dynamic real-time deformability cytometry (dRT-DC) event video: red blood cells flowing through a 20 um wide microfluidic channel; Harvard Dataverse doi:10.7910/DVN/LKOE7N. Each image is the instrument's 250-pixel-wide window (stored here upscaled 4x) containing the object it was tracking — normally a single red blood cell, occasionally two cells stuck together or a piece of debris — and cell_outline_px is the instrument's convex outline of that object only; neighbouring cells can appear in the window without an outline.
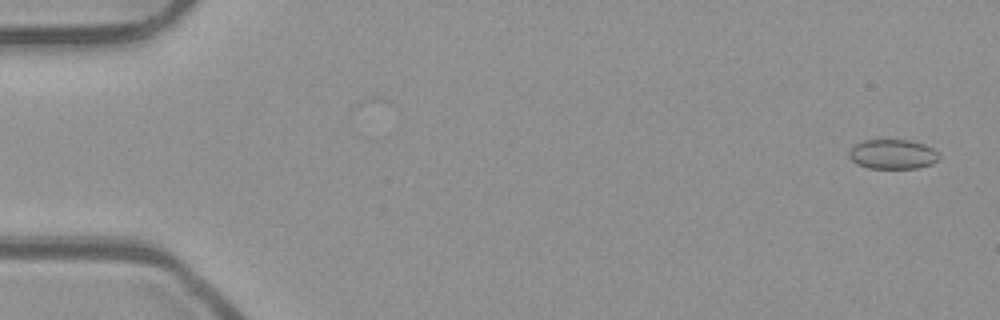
{"species": "common noctule bat (a hibernating species)", "species_latin": "Nyctalus noctula", "temperature_condition": "room temperature", "stored_images_in_passage": 10, "camera_frame_rate_fps": 3000, "um_per_image_px": 0.085, "animal": {"sex": "male", "body_mass_g": 23.1, "forearm_length_mm": 52.7}, "frame": {"image": 1, "passage_image": 2, "time_ms": 0.333, "image_size_px": [1000, 320], "cell_outline_px": [[940, 160], [932, 164], [916, 168], [868, 168], [856, 164], [848, 156], [848, 152], [856, 144], [864, 140], [912, 140], [924, 144], [932, 148], [940, 156]], "centroid_in_image_um": [75.89, 13.11], "position_along_channel_um": 9.1, "area_um2": 15.61}}